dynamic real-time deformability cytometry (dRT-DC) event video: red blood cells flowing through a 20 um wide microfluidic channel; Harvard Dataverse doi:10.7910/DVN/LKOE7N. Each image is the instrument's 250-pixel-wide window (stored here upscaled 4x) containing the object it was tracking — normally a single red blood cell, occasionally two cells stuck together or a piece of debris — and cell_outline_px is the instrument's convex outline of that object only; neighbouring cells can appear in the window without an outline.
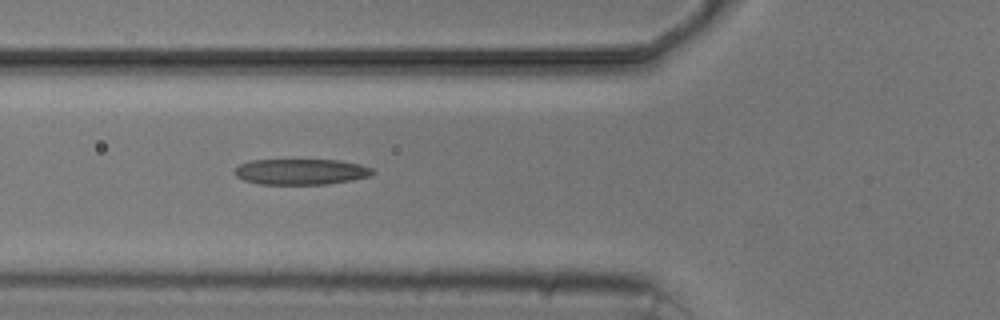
{"species": "common noctule bat (a hibernating species)", "species_latin": "Nyctalus noctula", "temperature_condition": "cold", "stored_images_in_passage": 5, "camera_frame_rate_fps": 3000, "um_per_image_px": 0.085, "animal": {"sex": "male", "body_mass_g": 20.5, "forearm_length_mm": 52.5}, "frame": {"image": 1, "passage_image": 5, "time_ms": 4.667, "image_size_px": [1000, 320], "cell_outline_px": [[376, 172], [368, 176], [328, 184], [260, 184], [244, 180], [236, 176], [232, 172], [240, 164], [248, 160], [340, 160], [360, 164], [372, 168]], "centroid_in_image_um": [25.55, 14.59], "position_along_channel_um": 100.3, "area_um2": 20.69}}